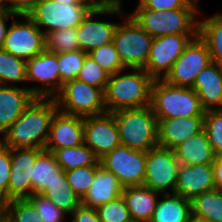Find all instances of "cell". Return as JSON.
Instances as JSON below:
<instances>
[{
    "mask_svg": "<svg viewBox=\"0 0 222 222\" xmlns=\"http://www.w3.org/2000/svg\"><path fill=\"white\" fill-rule=\"evenodd\" d=\"M58 111L54 98H35L23 114L0 136L8 148L44 149L54 114Z\"/></svg>",
    "mask_w": 222,
    "mask_h": 222,
    "instance_id": "1",
    "label": "cell"
},
{
    "mask_svg": "<svg viewBox=\"0 0 222 222\" xmlns=\"http://www.w3.org/2000/svg\"><path fill=\"white\" fill-rule=\"evenodd\" d=\"M121 70L109 76L105 94L107 112L141 108L151 104L154 79L144 69ZM127 71V72H126Z\"/></svg>",
    "mask_w": 222,
    "mask_h": 222,
    "instance_id": "2",
    "label": "cell"
},
{
    "mask_svg": "<svg viewBox=\"0 0 222 222\" xmlns=\"http://www.w3.org/2000/svg\"><path fill=\"white\" fill-rule=\"evenodd\" d=\"M121 145L147 152L158 146V120L150 105L121 109L112 113Z\"/></svg>",
    "mask_w": 222,
    "mask_h": 222,
    "instance_id": "3",
    "label": "cell"
},
{
    "mask_svg": "<svg viewBox=\"0 0 222 222\" xmlns=\"http://www.w3.org/2000/svg\"><path fill=\"white\" fill-rule=\"evenodd\" d=\"M157 119L205 116L197 93L190 87L175 86L155 79L151 87V104Z\"/></svg>",
    "mask_w": 222,
    "mask_h": 222,
    "instance_id": "4",
    "label": "cell"
},
{
    "mask_svg": "<svg viewBox=\"0 0 222 222\" xmlns=\"http://www.w3.org/2000/svg\"><path fill=\"white\" fill-rule=\"evenodd\" d=\"M201 8L172 10L134 9L130 15L153 38L167 35H198Z\"/></svg>",
    "mask_w": 222,
    "mask_h": 222,
    "instance_id": "5",
    "label": "cell"
},
{
    "mask_svg": "<svg viewBox=\"0 0 222 222\" xmlns=\"http://www.w3.org/2000/svg\"><path fill=\"white\" fill-rule=\"evenodd\" d=\"M126 13L124 22L117 25L113 44L118 51L124 68L144 69L151 49L153 37Z\"/></svg>",
    "mask_w": 222,
    "mask_h": 222,
    "instance_id": "6",
    "label": "cell"
},
{
    "mask_svg": "<svg viewBox=\"0 0 222 222\" xmlns=\"http://www.w3.org/2000/svg\"><path fill=\"white\" fill-rule=\"evenodd\" d=\"M54 99L58 110L69 115L84 118L107 112L104 91L78 79L64 83Z\"/></svg>",
    "mask_w": 222,
    "mask_h": 222,
    "instance_id": "7",
    "label": "cell"
},
{
    "mask_svg": "<svg viewBox=\"0 0 222 222\" xmlns=\"http://www.w3.org/2000/svg\"><path fill=\"white\" fill-rule=\"evenodd\" d=\"M93 4H64L38 0L28 17L46 34L67 28H77Z\"/></svg>",
    "mask_w": 222,
    "mask_h": 222,
    "instance_id": "8",
    "label": "cell"
},
{
    "mask_svg": "<svg viewBox=\"0 0 222 222\" xmlns=\"http://www.w3.org/2000/svg\"><path fill=\"white\" fill-rule=\"evenodd\" d=\"M100 165L117 176L125 188L144 184L146 152L119 145L99 159Z\"/></svg>",
    "mask_w": 222,
    "mask_h": 222,
    "instance_id": "9",
    "label": "cell"
},
{
    "mask_svg": "<svg viewBox=\"0 0 222 222\" xmlns=\"http://www.w3.org/2000/svg\"><path fill=\"white\" fill-rule=\"evenodd\" d=\"M180 163L175 151L156 146L146 152L144 186L160 193H174Z\"/></svg>",
    "mask_w": 222,
    "mask_h": 222,
    "instance_id": "10",
    "label": "cell"
},
{
    "mask_svg": "<svg viewBox=\"0 0 222 222\" xmlns=\"http://www.w3.org/2000/svg\"><path fill=\"white\" fill-rule=\"evenodd\" d=\"M18 17L21 18L20 21L12 19L2 49L14 56L29 60L46 50L45 33L28 15H18Z\"/></svg>",
    "mask_w": 222,
    "mask_h": 222,
    "instance_id": "11",
    "label": "cell"
},
{
    "mask_svg": "<svg viewBox=\"0 0 222 222\" xmlns=\"http://www.w3.org/2000/svg\"><path fill=\"white\" fill-rule=\"evenodd\" d=\"M126 11L101 5L93 7L76 28L80 50L89 53L98 47L113 41L119 22L95 20L96 16H119L123 18Z\"/></svg>",
    "mask_w": 222,
    "mask_h": 222,
    "instance_id": "12",
    "label": "cell"
},
{
    "mask_svg": "<svg viewBox=\"0 0 222 222\" xmlns=\"http://www.w3.org/2000/svg\"><path fill=\"white\" fill-rule=\"evenodd\" d=\"M206 43L197 35L185 47L163 80L181 87H193L197 75L211 63Z\"/></svg>",
    "mask_w": 222,
    "mask_h": 222,
    "instance_id": "13",
    "label": "cell"
},
{
    "mask_svg": "<svg viewBox=\"0 0 222 222\" xmlns=\"http://www.w3.org/2000/svg\"><path fill=\"white\" fill-rule=\"evenodd\" d=\"M42 85L27 87L36 98H54L60 91V71L55 53L43 51L26 60V83Z\"/></svg>",
    "mask_w": 222,
    "mask_h": 222,
    "instance_id": "14",
    "label": "cell"
},
{
    "mask_svg": "<svg viewBox=\"0 0 222 222\" xmlns=\"http://www.w3.org/2000/svg\"><path fill=\"white\" fill-rule=\"evenodd\" d=\"M197 35H167L153 38L144 70L155 80L163 79L185 47Z\"/></svg>",
    "mask_w": 222,
    "mask_h": 222,
    "instance_id": "15",
    "label": "cell"
},
{
    "mask_svg": "<svg viewBox=\"0 0 222 222\" xmlns=\"http://www.w3.org/2000/svg\"><path fill=\"white\" fill-rule=\"evenodd\" d=\"M41 148H11V170L8 200L24 199L33 195V167Z\"/></svg>",
    "mask_w": 222,
    "mask_h": 222,
    "instance_id": "16",
    "label": "cell"
},
{
    "mask_svg": "<svg viewBox=\"0 0 222 222\" xmlns=\"http://www.w3.org/2000/svg\"><path fill=\"white\" fill-rule=\"evenodd\" d=\"M83 125L84 144L99 159L121 145L116 120L112 113L84 117Z\"/></svg>",
    "mask_w": 222,
    "mask_h": 222,
    "instance_id": "17",
    "label": "cell"
},
{
    "mask_svg": "<svg viewBox=\"0 0 222 222\" xmlns=\"http://www.w3.org/2000/svg\"><path fill=\"white\" fill-rule=\"evenodd\" d=\"M84 144L83 117L57 111L52 119L49 137L44 150L54 152L65 147Z\"/></svg>",
    "mask_w": 222,
    "mask_h": 222,
    "instance_id": "18",
    "label": "cell"
},
{
    "mask_svg": "<svg viewBox=\"0 0 222 222\" xmlns=\"http://www.w3.org/2000/svg\"><path fill=\"white\" fill-rule=\"evenodd\" d=\"M157 120L158 145L172 150L204 129V116H185Z\"/></svg>",
    "mask_w": 222,
    "mask_h": 222,
    "instance_id": "19",
    "label": "cell"
},
{
    "mask_svg": "<svg viewBox=\"0 0 222 222\" xmlns=\"http://www.w3.org/2000/svg\"><path fill=\"white\" fill-rule=\"evenodd\" d=\"M215 188L212 164L180 165L174 193L192 200Z\"/></svg>",
    "mask_w": 222,
    "mask_h": 222,
    "instance_id": "20",
    "label": "cell"
},
{
    "mask_svg": "<svg viewBox=\"0 0 222 222\" xmlns=\"http://www.w3.org/2000/svg\"><path fill=\"white\" fill-rule=\"evenodd\" d=\"M36 97L24 85L22 87L0 85V135L23 114Z\"/></svg>",
    "mask_w": 222,
    "mask_h": 222,
    "instance_id": "21",
    "label": "cell"
},
{
    "mask_svg": "<svg viewBox=\"0 0 222 222\" xmlns=\"http://www.w3.org/2000/svg\"><path fill=\"white\" fill-rule=\"evenodd\" d=\"M192 89L205 111L222 109V65L211 62L197 75Z\"/></svg>",
    "mask_w": 222,
    "mask_h": 222,
    "instance_id": "22",
    "label": "cell"
},
{
    "mask_svg": "<svg viewBox=\"0 0 222 222\" xmlns=\"http://www.w3.org/2000/svg\"><path fill=\"white\" fill-rule=\"evenodd\" d=\"M123 189L117 176L100 166L95 171L93 183L81 198V204L96 209L121 196Z\"/></svg>",
    "mask_w": 222,
    "mask_h": 222,
    "instance_id": "23",
    "label": "cell"
},
{
    "mask_svg": "<svg viewBox=\"0 0 222 222\" xmlns=\"http://www.w3.org/2000/svg\"><path fill=\"white\" fill-rule=\"evenodd\" d=\"M160 195L144 185L125 187L122 193L132 220L140 222H150Z\"/></svg>",
    "mask_w": 222,
    "mask_h": 222,
    "instance_id": "24",
    "label": "cell"
},
{
    "mask_svg": "<svg viewBox=\"0 0 222 222\" xmlns=\"http://www.w3.org/2000/svg\"><path fill=\"white\" fill-rule=\"evenodd\" d=\"M174 151L183 165L212 164L216 158L205 129L182 142Z\"/></svg>",
    "mask_w": 222,
    "mask_h": 222,
    "instance_id": "25",
    "label": "cell"
},
{
    "mask_svg": "<svg viewBox=\"0 0 222 222\" xmlns=\"http://www.w3.org/2000/svg\"><path fill=\"white\" fill-rule=\"evenodd\" d=\"M150 222H188L192 218L191 200L176 193H161Z\"/></svg>",
    "mask_w": 222,
    "mask_h": 222,
    "instance_id": "26",
    "label": "cell"
},
{
    "mask_svg": "<svg viewBox=\"0 0 222 222\" xmlns=\"http://www.w3.org/2000/svg\"><path fill=\"white\" fill-rule=\"evenodd\" d=\"M198 19V35L206 43L211 61L222 65V13Z\"/></svg>",
    "mask_w": 222,
    "mask_h": 222,
    "instance_id": "27",
    "label": "cell"
},
{
    "mask_svg": "<svg viewBox=\"0 0 222 222\" xmlns=\"http://www.w3.org/2000/svg\"><path fill=\"white\" fill-rule=\"evenodd\" d=\"M41 194L68 216L81 204V198L74 193L64 170L59 174V178L48 185Z\"/></svg>",
    "mask_w": 222,
    "mask_h": 222,
    "instance_id": "28",
    "label": "cell"
},
{
    "mask_svg": "<svg viewBox=\"0 0 222 222\" xmlns=\"http://www.w3.org/2000/svg\"><path fill=\"white\" fill-rule=\"evenodd\" d=\"M192 217L204 222H222V191L213 189L191 200Z\"/></svg>",
    "mask_w": 222,
    "mask_h": 222,
    "instance_id": "29",
    "label": "cell"
},
{
    "mask_svg": "<svg viewBox=\"0 0 222 222\" xmlns=\"http://www.w3.org/2000/svg\"><path fill=\"white\" fill-rule=\"evenodd\" d=\"M62 171L54 154L43 150L33 167V194H41L48 185L59 178Z\"/></svg>",
    "mask_w": 222,
    "mask_h": 222,
    "instance_id": "30",
    "label": "cell"
},
{
    "mask_svg": "<svg viewBox=\"0 0 222 222\" xmlns=\"http://www.w3.org/2000/svg\"><path fill=\"white\" fill-rule=\"evenodd\" d=\"M58 164L66 172L79 167L101 166L99 158L85 144L77 147H65L53 152Z\"/></svg>",
    "mask_w": 222,
    "mask_h": 222,
    "instance_id": "31",
    "label": "cell"
},
{
    "mask_svg": "<svg viewBox=\"0 0 222 222\" xmlns=\"http://www.w3.org/2000/svg\"><path fill=\"white\" fill-rule=\"evenodd\" d=\"M26 83V60L0 49V85Z\"/></svg>",
    "mask_w": 222,
    "mask_h": 222,
    "instance_id": "32",
    "label": "cell"
},
{
    "mask_svg": "<svg viewBox=\"0 0 222 222\" xmlns=\"http://www.w3.org/2000/svg\"><path fill=\"white\" fill-rule=\"evenodd\" d=\"M3 215L9 222H44L27 198L4 202Z\"/></svg>",
    "mask_w": 222,
    "mask_h": 222,
    "instance_id": "33",
    "label": "cell"
},
{
    "mask_svg": "<svg viewBox=\"0 0 222 222\" xmlns=\"http://www.w3.org/2000/svg\"><path fill=\"white\" fill-rule=\"evenodd\" d=\"M46 51L64 53L80 49L76 28L53 31L45 35Z\"/></svg>",
    "mask_w": 222,
    "mask_h": 222,
    "instance_id": "34",
    "label": "cell"
},
{
    "mask_svg": "<svg viewBox=\"0 0 222 222\" xmlns=\"http://www.w3.org/2000/svg\"><path fill=\"white\" fill-rule=\"evenodd\" d=\"M87 55L80 49L57 54L60 71V90L64 83L77 79Z\"/></svg>",
    "mask_w": 222,
    "mask_h": 222,
    "instance_id": "35",
    "label": "cell"
},
{
    "mask_svg": "<svg viewBox=\"0 0 222 222\" xmlns=\"http://www.w3.org/2000/svg\"><path fill=\"white\" fill-rule=\"evenodd\" d=\"M88 55L94 61H96L109 75H113L125 69L113 42L92 50L88 53Z\"/></svg>",
    "mask_w": 222,
    "mask_h": 222,
    "instance_id": "36",
    "label": "cell"
},
{
    "mask_svg": "<svg viewBox=\"0 0 222 222\" xmlns=\"http://www.w3.org/2000/svg\"><path fill=\"white\" fill-rule=\"evenodd\" d=\"M109 76L110 75L96 61L87 55L77 79L101 88L105 92Z\"/></svg>",
    "mask_w": 222,
    "mask_h": 222,
    "instance_id": "37",
    "label": "cell"
},
{
    "mask_svg": "<svg viewBox=\"0 0 222 222\" xmlns=\"http://www.w3.org/2000/svg\"><path fill=\"white\" fill-rule=\"evenodd\" d=\"M101 222H130L132 217L122 195L96 208Z\"/></svg>",
    "mask_w": 222,
    "mask_h": 222,
    "instance_id": "38",
    "label": "cell"
},
{
    "mask_svg": "<svg viewBox=\"0 0 222 222\" xmlns=\"http://www.w3.org/2000/svg\"><path fill=\"white\" fill-rule=\"evenodd\" d=\"M99 167L100 166H86L66 171L67 181L79 198H82L90 188L95 177V171Z\"/></svg>",
    "mask_w": 222,
    "mask_h": 222,
    "instance_id": "39",
    "label": "cell"
},
{
    "mask_svg": "<svg viewBox=\"0 0 222 222\" xmlns=\"http://www.w3.org/2000/svg\"><path fill=\"white\" fill-rule=\"evenodd\" d=\"M204 129L215 154L222 152V109L205 111Z\"/></svg>",
    "mask_w": 222,
    "mask_h": 222,
    "instance_id": "40",
    "label": "cell"
},
{
    "mask_svg": "<svg viewBox=\"0 0 222 222\" xmlns=\"http://www.w3.org/2000/svg\"><path fill=\"white\" fill-rule=\"evenodd\" d=\"M27 199L34 205L44 222H69L65 221L67 214L42 194H33Z\"/></svg>",
    "mask_w": 222,
    "mask_h": 222,
    "instance_id": "41",
    "label": "cell"
},
{
    "mask_svg": "<svg viewBox=\"0 0 222 222\" xmlns=\"http://www.w3.org/2000/svg\"><path fill=\"white\" fill-rule=\"evenodd\" d=\"M200 0H142L135 9L172 10L180 8H198ZM197 4V5H196Z\"/></svg>",
    "mask_w": 222,
    "mask_h": 222,
    "instance_id": "42",
    "label": "cell"
},
{
    "mask_svg": "<svg viewBox=\"0 0 222 222\" xmlns=\"http://www.w3.org/2000/svg\"><path fill=\"white\" fill-rule=\"evenodd\" d=\"M11 170V148L0 142V199L8 201V183Z\"/></svg>",
    "mask_w": 222,
    "mask_h": 222,
    "instance_id": "43",
    "label": "cell"
},
{
    "mask_svg": "<svg viewBox=\"0 0 222 222\" xmlns=\"http://www.w3.org/2000/svg\"><path fill=\"white\" fill-rule=\"evenodd\" d=\"M69 222H101L95 208L80 204L71 214Z\"/></svg>",
    "mask_w": 222,
    "mask_h": 222,
    "instance_id": "44",
    "label": "cell"
},
{
    "mask_svg": "<svg viewBox=\"0 0 222 222\" xmlns=\"http://www.w3.org/2000/svg\"><path fill=\"white\" fill-rule=\"evenodd\" d=\"M38 0H6V11L16 15H27Z\"/></svg>",
    "mask_w": 222,
    "mask_h": 222,
    "instance_id": "45",
    "label": "cell"
},
{
    "mask_svg": "<svg viewBox=\"0 0 222 222\" xmlns=\"http://www.w3.org/2000/svg\"><path fill=\"white\" fill-rule=\"evenodd\" d=\"M18 15H16L15 13L9 12V11H5V10H1L0 11V49H2L6 35H7V31H8V26L6 23L10 18H17Z\"/></svg>",
    "mask_w": 222,
    "mask_h": 222,
    "instance_id": "46",
    "label": "cell"
},
{
    "mask_svg": "<svg viewBox=\"0 0 222 222\" xmlns=\"http://www.w3.org/2000/svg\"><path fill=\"white\" fill-rule=\"evenodd\" d=\"M212 168L216 189L222 191V152L216 154L215 161L212 163Z\"/></svg>",
    "mask_w": 222,
    "mask_h": 222,
    "instance_id": "47",
    "label": "cell"
},
{
    "mask_svg": "<svg viewBox=\"0 0 222 222\" xmlns=\"http://www.w3.org/2000/svg\"><path fill=\"white\" fill-rule=\"evenodd\" d=\"M141 1L142 0H138V4ZM99 5L104 6V7H109V8L123 9L122 0H99Z\"/></svg>",
    "mask_w": 222,
    "mask_h": 222,
    "instance_id": "48",
    "label": "cell"
},
{
    "mask_svg": "<svg viewBox=\"0 0 222 222\" xmlns=\"http://www.w3.org/2000/svg\"><path fill=\"white\" fill-rule=\"evenodd\" d=\"M55 2H60V3H64V4H69V5H73V4H92L90 1H85V0H52Z\"/></svg>",
    "mask_w": 222,
    "mask_h": 222,
    "instance_id": "49",
    "label": "cell"
},
{
    "mask_svg": "<svg viewBox=\"0 0 222 222\" xmlns=\"http://www.w3.org/2000/svg\"><path fill=\"white\" fill-rule=\"evenodd\" d=\"M0 10L6 11V0H0Z\"/></svg>",
    "mask_w": 222,
    "mask_h": 222,
    "instance_id": "50",
    "label": "cell"
},
{
    "mask_svg": "<svg viewBox=\"0 0 222 222\" xmlns=\"http://www.w3.org/2000/svg\"><path fill=\"white\" fill-rule=\"evenodd\" d=\"M4 202L0 199V215H3Z\"/></svg>",
    "mask_w": 222,
    "mask_h": 222,
    "instance_id": "51",
    "label": "cell"
},
{
    "mask_svg": "<svg viewBox=\"0 0 222 222\" xmlns=\"http://www.w3.org/2000/svg\"><path fill=\"white\" fill-rule=\"evenodd\" d=\"M85 1H90L94 6L99 5V0H85Z\"/></svg>",
    "mask_w": 222,
    "mask_h": 222,
    "instance_id": "52",
    "label": "cell"
},
{
    "mask_svg": "<svg viewBox=\"0 0 222 222\" xmlns=\"http://www.w3.org/2000/svg\"><path fill=\"white\" fill-rule=\"evenodd\" d=\"M0 222H9L4 215H0Z\"/></svg>",
    "mask_w": 222,
    "mask_h": 222,
    "instance_id": "53",
    "label": "cell"
},
{
    "mask_svg": "<svg viewBox=\"0 0 222 222\" xmlns=\"http://www.w3.org/2000/svg\"><path fill=\"white\" fill-rule=\"evenodd\" d=\"M188 222H204V221L192 217Z\"/></svg>",
    "mask_w": 222,
    "mask_h": 222,
    "instance_id": "54",
    "label": "cell"
}]
</instances>
